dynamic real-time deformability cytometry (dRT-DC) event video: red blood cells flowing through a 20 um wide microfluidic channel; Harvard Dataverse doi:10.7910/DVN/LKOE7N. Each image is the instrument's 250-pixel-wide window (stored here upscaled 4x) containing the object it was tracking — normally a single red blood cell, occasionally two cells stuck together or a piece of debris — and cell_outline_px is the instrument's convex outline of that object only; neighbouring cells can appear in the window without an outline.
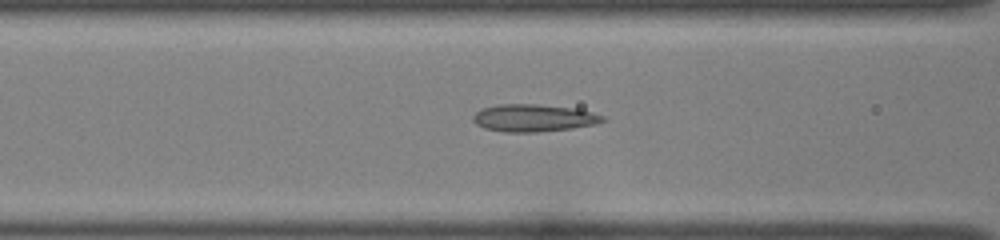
{"species": "common noctule bat (a hibernating species)", "species_latin": "Nyctalus noctula", "temperature_condition": "room temperature", "stored_images_in_passage": 34, "camera_frame_rate_fps": 3000, "um_per_image_px": 0.085, "animal": {"sex": "female", "body_mass_g": 22.0, "forearm_length_mm": 56.7}, "frame": {"image": 1, "passage_image": 9, "time_ms": 2.667, "image_size_px": [1000, 240], "cell_outline_px": [[608, 120], [592, 124], [572, 128], [536, 132], [504, 132], [484, 128], [476, 124], [472, 120], [472, 116], [476, 112], [484, 108], [500, 104], [536, 104], [576, 108], [592, 112], [604, 116]], "centroid_in_image_um": [45.35, 10.02], "position_along_channel_um": 121.2, "area_um2": 20.63}}
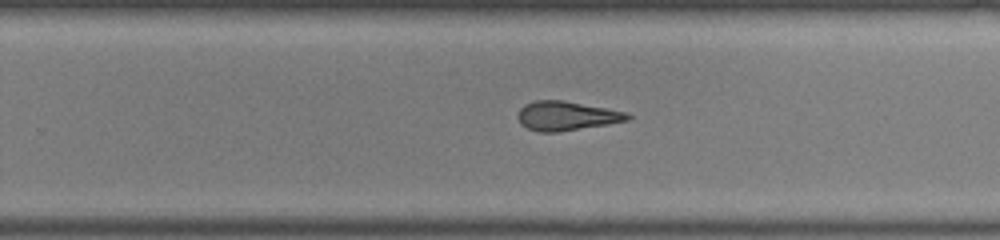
{"frame": {"image": 2, "passage_image": 21, "time_ms": 6.667, "image_size_px": [1000, 240], "cell_outline_px": [[632, 116], [628, 120], [608, 124], [556, 132], [540, 132], [528, 128], [520, 124], [516, 116], [520, 108], [524, 104], [532, 100], [564, 100], [624, 112]], "centroid_in_image_um": [48.08, 9.84], "position_along_channel_um": 281.7, "area_um2": 18.55}}
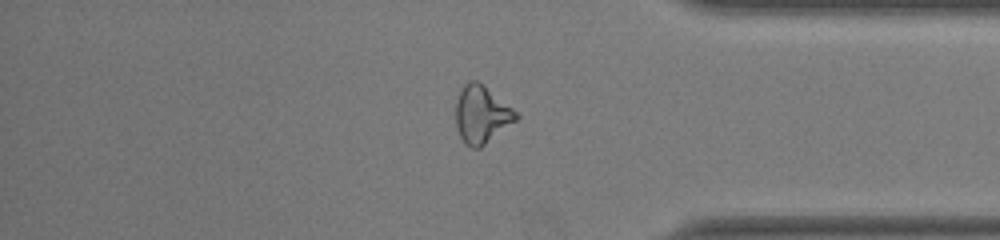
{"frame": {"image": 3, "passage_image": 30, "time_ms": 9.667, "image_size_px": [1000, 240], "cell_outline_px": [[520, 116], [516, 120], [480, 148], [472, 148], [464, 144], [456, 128], [456, 100], [464, 84], [468, 80], [476, 80], [512, 108]], "centroid_in_image_um": [40.9, 9.75], "position_along_channel_um": 394.3, "area_um2": 19.88}}